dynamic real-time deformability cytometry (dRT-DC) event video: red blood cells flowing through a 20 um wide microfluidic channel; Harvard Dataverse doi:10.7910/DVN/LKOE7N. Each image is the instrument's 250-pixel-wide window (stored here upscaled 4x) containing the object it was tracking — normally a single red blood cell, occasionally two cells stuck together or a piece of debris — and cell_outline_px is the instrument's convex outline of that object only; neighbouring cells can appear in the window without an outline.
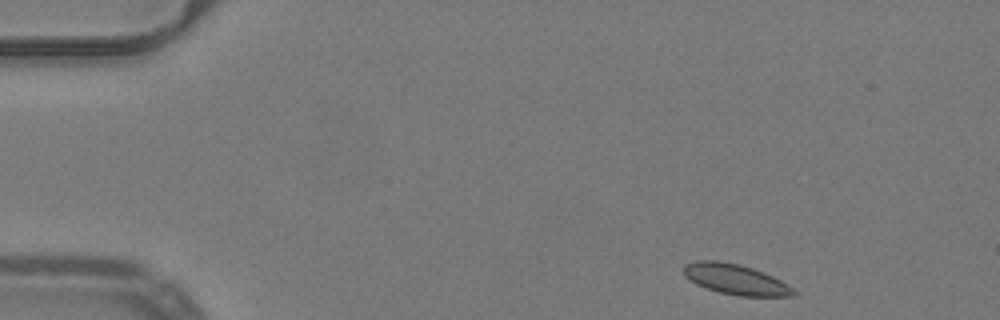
{"species": "common noctule bat (a hibernating species)", "species_latin": "Nyctalus noctula", "temperature_condition": "warm", "stored_images_in_passage": 47, "segment_of_instrument_passage": [1, 2], "camera_frame_rate_fps": 3000, "um_per_image_px": 0.085, "animal": {"sex": "male", "body_mass_g": 19.2, "forearm_length_mm": 51.8}, "frame": {"image": 1, "passage_image": 1, "time_ms": 0.0, "image_size_px": [1000, 320], "cell_outline_px": [[796, 296], [740, 296], [720, 292], [696, 284], [684, 276], [684, 264], [696, 260], [716, 260], [740, 264], [764, 272], [788, 284], [796, 292]], "centroid_in_image_um": [62.52, 23.73], "position_along_channel_um": 22.5, "area_um2": 19.42}}
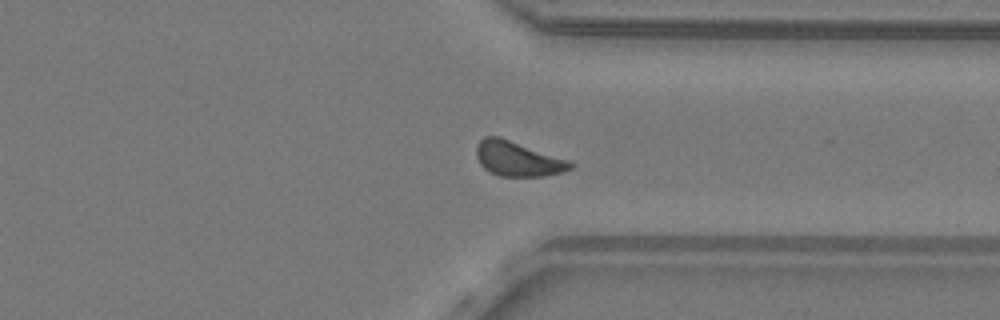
{"frame": {"image": 2, "passage_image": 34, "time_ms": 11.0, "image_size_px": [1000, 320], "cell_outline_px": [[576, 164], [572, 168], [564, 172], [544, 176], [500, 176], [488, 172], [480, 164], [476, 156], [476, 144], [484, 136], [500, 136], [572, 160]], "centroid_in_image_um": [44.05, 13.49], "position_along_channel_um": 367.3, "area_um2": 19.65}}
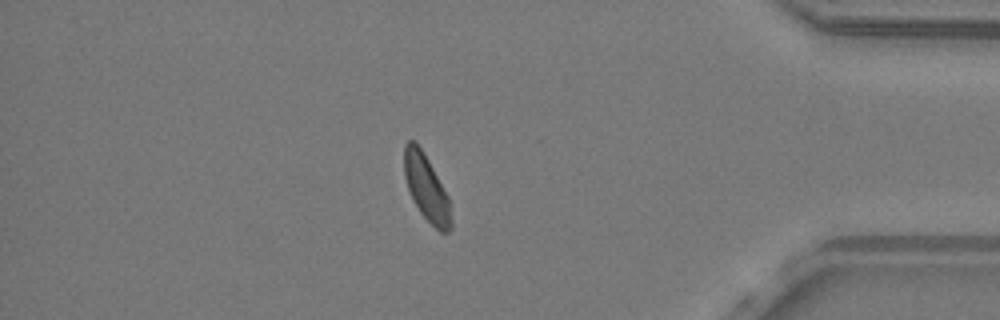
{"frame": {"image": 3, "passage_image": 39, "time_ms": 12.667, "image_size_px": [1000, 320], "cell_outline_px": [[452, 228], [448, 232], [440, 232], [420, 212], [412, 200], [404, 176], [404, 144], [408, 140], [416, 140], [428, 160], [448, 196], [452, 220]], "centroid_in_image_um": [36.23, 15.96], "position_along_channel_um": 399.0, "area_um2": 17.98}}